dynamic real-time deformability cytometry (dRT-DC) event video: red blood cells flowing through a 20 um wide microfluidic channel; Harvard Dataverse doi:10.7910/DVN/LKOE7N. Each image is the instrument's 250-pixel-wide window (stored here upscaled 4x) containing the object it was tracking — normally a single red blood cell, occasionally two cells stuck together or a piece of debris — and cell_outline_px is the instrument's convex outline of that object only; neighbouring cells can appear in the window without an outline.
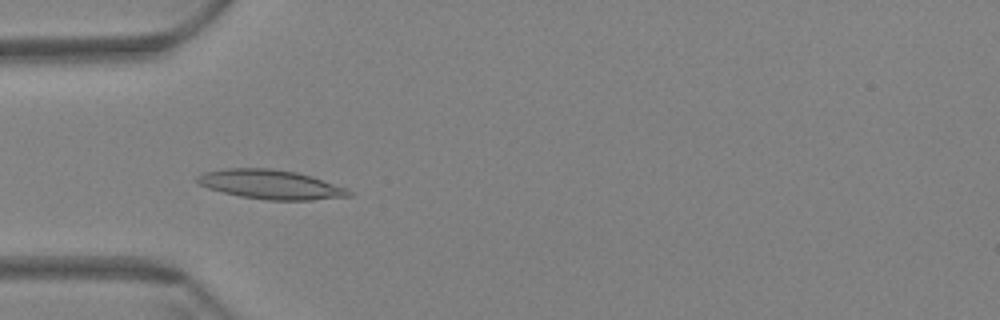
{"species": "Egyptian fruit bat (a non-hibernating species)", "species_latin": "Rousettus aegyptiacus", "temperature_condition": "warm", "stored_images_in_passage": 54, "camera_frame_rate_fps": 3000, "um_per_image_px": 0.085, "animal": {"sex": "female"}, "frame": {"image": 1, "passage_image": 13, "time_ms": 4.0, "image_size_px": [1000, 320], "cell_outline_px": [[352, 196], [312, 200], [268, 200], [240, 196], [208, 188], [200, 184], [196, 180], [196, 176], [204, 172], [228, 168], [268, 168], [296, 172], [312, 176], [348, 188], [352, 192]], "centroid_in_image_um": [23.04, 15.68], "position_along_channel_um": 62.0, "area_um2": 25.84}}
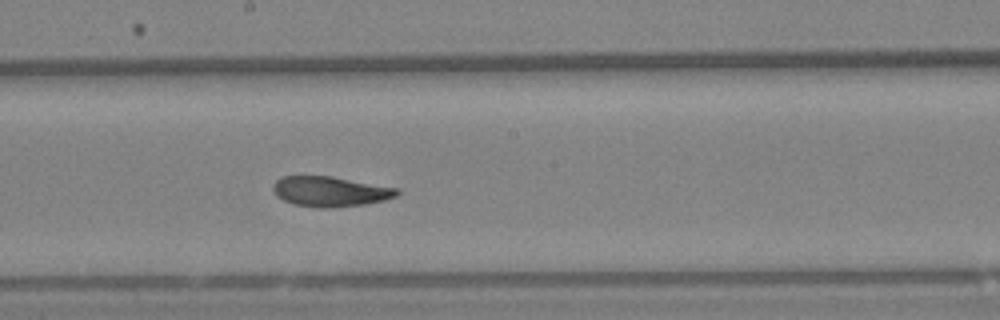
{"frame": {"image": 2, "passage_image": 27, "time_ms": 8.667, "image_size_px": [1000, 320], "cell_outline_px": [[400, 192], [396, 196], [384, 200], [364, 204], [332, 208], [316, 208], [292, 204], [276, 196], [272, 188], [272, 184], [280, 176], [332, 176], [400, 188]], "centroid_in_image_um": [28.05, 16.27], "position_along_channel_um": 220.1, "area_um2": 22.08}}
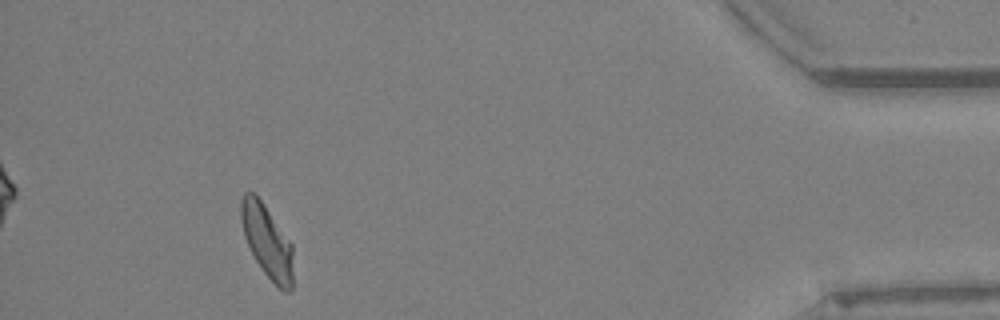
{"frame": {"image": 3, "passage_image": 49, "time_ms": 16.0, "image_size_px": [1000, 320], "cell_outline_px": [[292, 292], [284, 292], [264, 272], [256, 260], [244, 236], [240, 220], [240, 200], [244, 192], [256, 192], [292, 244]], "centroid_in_image_um": [22.68, 20.46], "position_along_channel_um": 412.5, "area_um2": 22.08}, "authors_computed_cell_mechanics": {"area_um2": 22.4553, "velocity_mm_per_s": 3.4357, "shape_relaxation_time_tau1_ms": 8.8326, "shape_relaxation_time_tau2_ms": 2.8052, "deformation_change_tau1": 0.1958, "deformation_change_tau2": 0.0984}}